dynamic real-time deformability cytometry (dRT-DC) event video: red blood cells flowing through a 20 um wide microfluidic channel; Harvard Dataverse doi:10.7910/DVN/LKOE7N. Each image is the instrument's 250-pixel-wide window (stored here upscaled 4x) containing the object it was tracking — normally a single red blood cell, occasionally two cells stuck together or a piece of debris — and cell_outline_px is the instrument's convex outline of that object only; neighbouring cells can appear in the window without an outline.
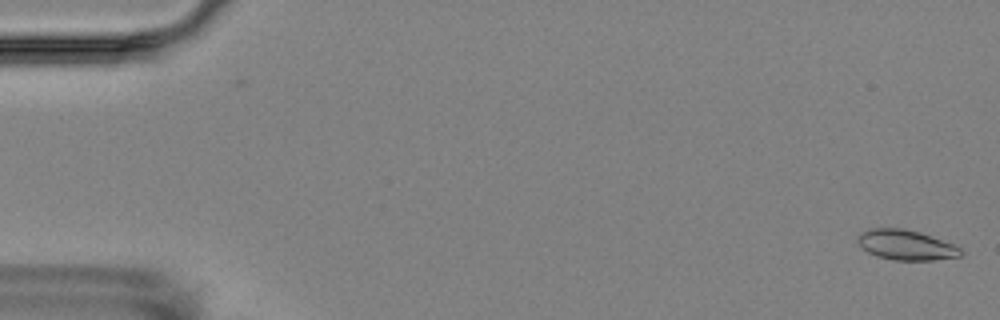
{"species": "Egyptian fruit bat (a non-hibernating species)", "species_latin": "Rousettus aegyptiacus", "temperature_condition": "room temperature", "stored_images_in_passage": 2, "camera_frame_rate_fps": 3000, "um_per_image_px": 0.085, "animal": {"sex": "female"}, "frame": {"image": 1, "passage_image": 2, "time_ms": 1.0, "image_size_px": [1000, 320], "cell_outline_px": [[964, 252], [960, 256], [932, 260], [892, 260], [876, 256], [868, 252], [856, 240], [856, 236], [860, 232], [872, 228], [904, 228], [920, 232], [952, 244], [960, 248]], "centroid_in_image_um": [76.98, 20.82], "position_along_channel_um": 8.0, "area_um2": 18.03}}